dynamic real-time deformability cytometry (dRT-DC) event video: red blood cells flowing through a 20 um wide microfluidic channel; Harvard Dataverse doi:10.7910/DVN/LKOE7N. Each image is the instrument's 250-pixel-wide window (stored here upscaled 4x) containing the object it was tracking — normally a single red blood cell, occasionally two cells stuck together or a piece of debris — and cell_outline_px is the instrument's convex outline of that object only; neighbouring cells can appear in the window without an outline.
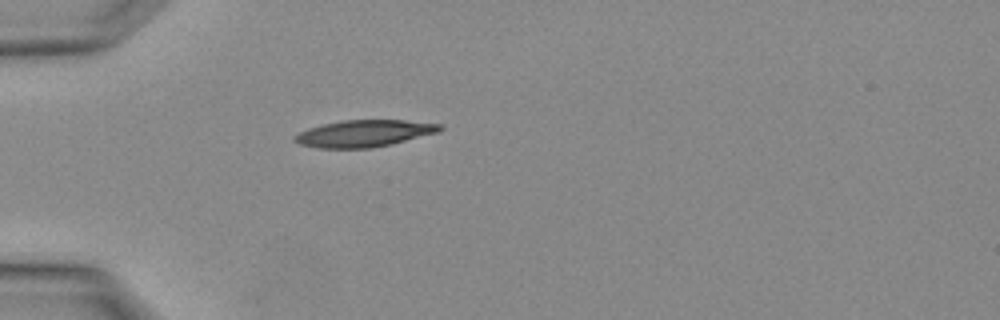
{"species": "Egyptian fruit bat (a non-hibernating species)", "species_latin": "Rousettus aegyptiacus", "temperature_condition": "warm", "stored_images_in_passage": 2, "camera_frame_rate_fps": 3000, "um_per_image_px": 0.085, "animal": {"sex": "female"}, "frame": {"image": 1, "passage_image": 2, "time_ms": 0.333, "image_size_px": [1000, 320], "cell_outline_px": [[444, 128], [440, 132], [392, 144], [372, 148], [320, 148], [300, 144], [292, 140], [292, 136], [308, 128], [324, 124], [344, 120], [404, 120], [440, 124]], "centroid_in_image_um": [30.96, 11.34], "position_along_channel_um": 54.0, "area_um2": 22.77}}